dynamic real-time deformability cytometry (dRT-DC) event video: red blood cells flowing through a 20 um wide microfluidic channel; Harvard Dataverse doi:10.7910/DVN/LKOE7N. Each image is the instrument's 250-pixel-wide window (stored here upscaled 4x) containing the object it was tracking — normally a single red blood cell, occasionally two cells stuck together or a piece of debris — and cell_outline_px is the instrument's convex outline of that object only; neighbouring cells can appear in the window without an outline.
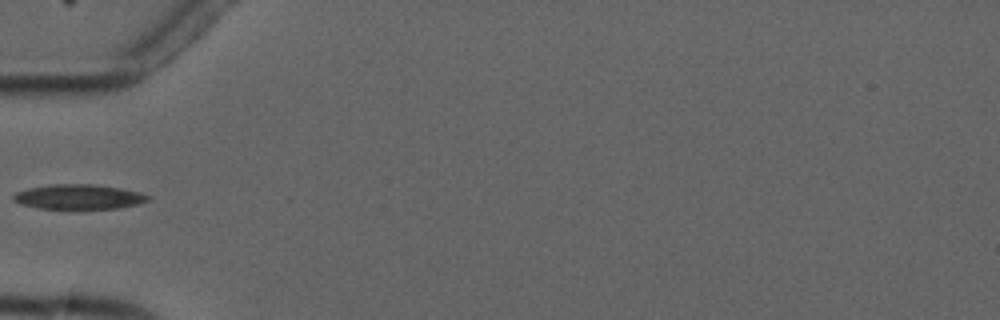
{"species": "common noctule bat (a hibernating species)", "species_latin": "Nyctalus noctula", "temperature_condition": "cold", "stored_images_in_passage": 6, "camera_frame_rate_fps": 3000, "um_per_image_px": 0.085, "animal": {"sex": "male", "forearm_length_mm": 52.5}, "frame": {"image": 1, "passage_image": 6, "time_ms": 5.667, "image_size_px": [1000, 320], "cell_outline_px": [[152, 196], [148, 200], [136, 204], [116, 208], [40, 208], [20, 204], [12, 200], [12, 196], [16, 192], [28, 188], [48, 184], [96, 184], [120, 188], [140, 192]], "centroid_in_image_um": [6.66, 16.71], "position_along_channel_um": 78.3, "area_um2": 19.36}}